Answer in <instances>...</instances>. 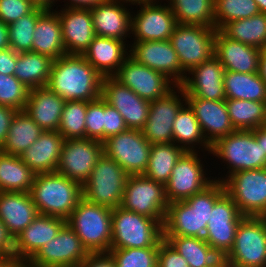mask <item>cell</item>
Returning a JSON list of instances; mask_svg holds the SVG:
<instances>
[{
    "label": "cell",
    "instance_id": "cell-5",
    "mask_svg": "<svg viewBox=\"0 0 266 267\" xmlns=\"http://www.w3.org/2000/svg\"><path fill=\"white\" fill-rule=\"evenodd\" d=\"M163 239V225L159 221L121 206L112 209L110 249L159 246Z\"/></svg>",
    "mask_w": 266,
    "mask_h": 267
},
{
    "label": "cell",
    "instance_id": "cell-24",
    "mask_svg": "<svg viewBox=\"0 0 266 267\" xmlns=\"http://www.w3.org/2000/svg\"><path fill=\"white\" fill-rule=\"evenodd\" d=\"M185 98L210 146L235 131L225 101L206 100L194 96H185Z\"/></svg>",
    "mask_w": 266,
    "mask_h": 267
},
{
    "label": "cell",
    "instance_id": "cell-3",
    "mask_svg": "<svg viewBox=\"0 0 266 267\" xmlns=\"http://www.w3.org/2000/svg\"><path fill=\"white\" fill-rule=\"evenodd\" d=\"M30 194L38 214L67 220L82 198V185L57 172L38 173Z\"/></svg>",
    "mask_w": 266,
    "mask_h": 267
},
{
    "label": "cell",
    "instance_id": "cell-43",
    "mask_svg": "<svg viewBox=\"0 0 266 267\" xmlns=\"http://www.w3.org/2000/svg\"><path fill=\"white\" fill-rule=\"evenodd\" d=\"M87 101H67L63 107L58 133L64 138L85 139Z\"/></svg>",
    "mask_w": 266,
    "mask_h": 267
},
{
    "label": "cell",
    "instance_id": "cell-17",
    "mask_svg": "<svg viewBox=\"0 0 266 267\" xmlns=\"http://www.w3.org/2000/svg\"><path fill=\"white\" fill-rule=\"evenodd\" d=\"M129 52L136 62L164 74L174 83L173 87L180 86L187 77L169 40L134 41Z\"/></svg>",
    "mask_w": 266,
    "mask_h": 267
},
{
    "label": "cell",
    "instance_id": "cell-21",
    "mask_svg": "<svg viewBox=\"0 0 266 267\" xmlns=\"http://www.w3.org/2000/svg\"><path fill=\"white\" fill-rule=\"evenodd\" d=\"M245 216L241 214L233 199L225 192L216 202L207 222L211 247L223 249L227 253L233 247L236 230Z\"/></svg>",
    "mask_w": 266,
    "mask_h": 267
},
{
    "label": "cell",
    "instance_id": "cell-36",
    "mask_svg": "<svg viewBox=\"0 0 266 267\" xmlns=\"http://www.w3.org/2000/svg\"><path fill=\"white\" fill-rule=\"evenodd\" d=\"M223 80L226 99L266 102V82L258 72L225 71Z\"/></svg>",
    "mask_w": 266,
    "mask_h": 267
},
{
    "label": "cell",
    "instance_id": "cell-49",
    "mask_svg": "<svg viewBox=\"0 0 266 267\" xmlns=\"http://www.w3.org/2000/svg\"><path fill=\"white\" fill-rule=\"evenodd\" d=\"M35 8L31 0H0V20L9 25L30 14Z\"/></svg>",
    "mask_w": 266,
    "mask_h": 267
},
{
    "label": "cell",
    "instance_id": "cell-58",
    "mask_svg": "<svg viewBox=\"0 0 266 267\" xmlns=\"http://www.w3.org/2000/svg\"><path fill=\"white\" fill-rule=\"evenodd\" d=\"M70 5L67 7L74 8H91L99 3L104 2L105 0H69Z\"/></svg>",
    "mask_w": 266,
    "mask_h": 267
},
{
    "label": "cell",
    "instance_id": "cell-26",
    "mask_svg": "<svg viewBox=\"0 0 266 267\" xmlns=\"http://www.w3.org/2000/svg\"><path fill=\"white\" fill-rule=\"evenodd\" d=\"M66 224V220L38 214L14 239V256L29 260L39 249L52 240Z\"/></svg>",
    "mask_w": 266,
    "mask_h": 267
},
{
    "label": "cell",
    "instance_id": "cell-35",
    "mask_svg": "<svg viewBox=\"0 0 266 267\" xmlns=\"http://www.w3.org/2000/svg\"><path fill=\"white\" fill-rule=\"evenodd\" d=\"M53 59L28 51L17 54L14 76L28 89L47 85Z\"/></svg>",
    "mask_w": 266,
    "mask_h": 267
},
{
    "label": "cell",
    "instance_id": "cell-51",
    "mask_svg": "<svg viewBox=\"0 0 266 267\" xmlns=\"http://www.w3.org/2000/svg\"><path fill=\"white\" fill-rule=\"evenodd\" d=\"M157 267H190L182 255L165 239L160 242Z\"/></svg>",
    "mask_w": 266,
    "mask_h": 267
},
{
    "label": "cell",
    "instance_id": "cell-44",
    "mask_svg": "<svg viewBox=\"0 0 266 267\" xmlns=\"http://www.w3.org/2000/svg\"><path fill=\"white\" fill-rule=\"evenodd\" d=\"M47 9L36 7L30 14L8 25L10 47L17 53L32 51L33 34L38 18Z\"/></svg>",
    "mask_w": 266,
    "mask_h": 267
},
{
    "label": "cell",
    "instance_id": "cell-13",
    "mask_svg": "<svg viewBox=\"0 0 266 267\" xmlns=\"http://www.w3.org/2000/svg\"><path fill=\"white\" fill-rule=\"evenodd\" d=\"M90 252L66 223L58 234L47 241L29 260L33 267H78Z\"/></svg>",
    "mask_w": 266,
    "mask_h": 267
},
{
    "label": "cell",
    "instance_id": "cell-41",
    "mask_svg": "<svg viewBox=\"0 0 266 267\" xmlns=\"http://www.w3.org/2000/svg\"><path fill=\"white\" fill-rule=\"evenodd\" d=\"M230 121L235 130H255L266 124V102L226 99Z\"/></svg>",
    "mask_w": 266,
    "mask_h": 267
},
{
    "label": "cell",
    "instance_id": "cell-63",
    "mask_svg": "<svg viewBox=\"0 0 266 267\" xmlns=\"http://www.w3.org/2000/svg\"><path fill=\"white\" fill-rule=\"evenodd\" d=\"M120 1H122L124 3L126 1V3L130 2L131 4H133V5L135 4L136 5V3L152 2V1H155V0H120Z\"/></svg>",
    "mask_w": 266,
    "mask_h": 267
},
{
    "label": "cell",
    "instance_id": "cell-45",
    "mask_svg": "<svg viewBox=\"0 0 266 267\" xmlns=\"http://www.w3.org/2000/svg\"><path fill=\"white\" fill-rule=\"evenodd\" d=\"M259 13L254 0H214L216 30H220L228 22L246 19Z\"/></svg>",
    "mask_w": 266,
    "mask_h": 267
},
{
    "label": "cell",
    "instance_id": "cell-19",
    "mask_svg": "<svg viewBox=\"0 0 266 267\" xmlns=\"http://www.w3.org/2000/svg\"><path fill=\"white\" fill-rule=\"evenodd\" d=\"M101 97L119 111L128 129L141 130L148 119L150 102L114 77H103Z\"/></svg>",
    "mask_w": 266,
    "mask_h": 267
},
{
    "label": "cell",
    "instance_id": "cell-31",
    "mask_svg": "<svg viewBox=\"0 0 266 267\" xmlns=\"http://www.w3.org/2000/svg\"><path fill=\"white\" fill-rule=\"evenodd\" d=\"M188 262L190 267H226L228 253L211 247L207 242L191 236H163Z\"/></svg>",
    "mask_w": 266,
    "mask_h": 267
},
{
    "label": "cell",
    "instance_id": "cell-18",
    "mask_svg": "<svg viewBox=\"0 0 266 267\" xmlns=\"http://www.w3.org/2000/svg\"><path fill=\"white\" fill-rule=\"evenodd\" d=\"M176 88L183 97L182 102L174 90L150 102L148 119L141 131L151 145L173 142V122L186 101L184 90L180 86Z\"/></svg>",
    "mask_w": 266,
    "mask_h": 267
},
{
    "label": "cell",
    "instance_id": "cell-46",
    "mask_svg": "<svg viewBox=\"0 0 266 267\" xmlns=\"http://www.w3.org/2000/svg\"><path fill=\"white\" fill-rule=\"evenodd\" d=\"M159 246L110 249L116 267H157Z\"/></svg>",
    "mask_w": 266,
    "mask_h": 267
},
{
    "label": "cell",
    "instance_id": "cell-56",
    "mask_svg": "<svg viewBox=\"0 0 266 267\" xmlns=\"http://www.w3.org/2000/svg\"><path fill=\"white\" fill-rule=\"evenodd\" d=\"M0 267H28V261L16 256L0 257Z\"/></svg>",
    "mask_w": 266,
    "mask_h": 267
},
{
    "label": "cell",
    "instance_id": "cell-9",
    "mask_svg": "<svg viewBox=\"0 0 266 267\" xmlns=\"http://www.w3.org/2000/svg\"><path fill=\"white\" fill-rule=\"evenodd\" d=\"M216 31L215 27L202 25H176L169 41L184 72H189L214 56Z\"/></svg>",
    "mask_w": 266,
    "mask_h": 267
},
{
    "label": "cell",
    "instance_id": "cell-54",
    "mask_svg": "<svg viewBox=\"0 0 266 267\" xmlns=\"http://www.w3.org/2000/svg\"><path fill=\"white\" fill-rule=\"evenodd\" d=\"M17 54L11 47L0 50V73L14 75Z\"/></svg>",
    "mask_w": 266,
    "mask_h": 267
},
{
    "label": "cell",
    "instance_id": "cell-37",
    "mask_svg": "<svg viewBox=\"0 0 266 267\" xmlns=\"http://www.w3.org/2000/svg\"><path fill=\"white\" fill-rule=\"evenodd\" d=\"M35 175L19 156L0 151V192H30Z\"/></svg>",
    "mask_w": 266,
    "mask_h": 267
},
{
    "label": "cell",
    "instance_id": "cell-28",
    "mask_svg": "<svg viewBox=\"0 0 266 267\" xmlns=\"http://www.w3.org/2000/svg\"><path fill=\"white\" fill-rule=\"evenodd\" d=\"M65 99L47 86L29 90L24 111L44 131H57Z\"/></svg>",
    "mask_w": 266,
    "mask_h": 267
},
{
    "label": "cell",
    "instance_id": "cell-32",
    "mask_svg": "<svg viewBox=\"0 0 266 267\" xmlns=\"http://www.w3.org/2000/svg\"><path fill=\"white\" fill-rule=\"evenodd\" d=\"M125 41L95 36L83 57L103 76L113 77L126 60Z\"/></svg>",
    "mask_w": 266,
    "mask_h": 267
},
{
    "label": "cell",
    "instance_id": "cell-16",
    "mask_svg": "<svg viewBox=\"0 0 266 267\" xmlns=\"http://www.w3.org/2000/svg\"><path fill=\"white\" fill-rule=\"evenodd\" d=\"M202 165L196 151L185 152L182 155L165 185L168 203L185 200L201 192L214 181L205 177Z\"/></svg>",
    "mask_w": 266,
    "mask_h": 267
},
{
    "label": "cell",
    "instance_id": "cell-48",
    "mask_svg": "<svg viewBox=\"0 0 266 267\" xmlns=\"http://www.w3.org/2000/svg\"><path fill=\"white\" fill-rule=\"evenodd\" d=\"M86 138L104 141V99L87 102Z\"/></svg>",
    "mask_w": 266,
    "mask_h": 267
},
{
    "label": "cell",
    "instance_id": "cell-30",
    "mask_svg": "<svg viewBox=\"0 0 266 267\" xmlns=\"http://www.w3.org/2000/svg\"><path fill=\"white\" fill-rule=\"evenodd\" d=\"M63 141L58 131H44L19 157L35 174L56 172Z\"/></svg>",
    "mask_w": 266,
    "mask_h": 267
},
{
    "label": "cell",
    "instance_id": "cell-39",
    "mask_svg": "<svg viewBox=\"0 0 266 267\" xmlns=\"http://www.w3.org/2000/svg\"><path fill=\"white\" fill-rule=\"evenodd\" d=\"M220 31L232 40L262 50L266 48V13L228 22Z\"/></svg>",
    "mask_w": 266,
    "mask_h": 267
},
{
    "label": "cell",
    "instance_id": "cell-55",
    "mask_svg": "<svg viewBox=\"0 0 266 267\" xmlns=\"http://www.w3.org/2000/svg\"><path fill=\"white\" fill-rule=\"evenodd\" d=\"M14 256V238L0 220V257Z\"/></svg>",
    "mask_w": 266,
    "mask_h": 267
},
{
    "label": "cell",
    "instance_id": "cell-7",
    "mask_svg": "<svg viewBox=\"0 0 266 267\" xmlns=\"http://www.w3.org/2000/svg\"><path fill=\"white\" fill-rule=\"evenodd\" d=\"M210 153L229 164V175L251 169L266 168V154L258 144L255 130H235L211 146Z\"/></svg>",
    "mask_w": 266,
    "mask_h": 267
},
{
    "label": "cell",
    "instance_id": "cell-62",
    "mask_svg": "<svg viewBox=\"0 0 266 267\" xmlns=\"http://www.w3.org/2000/svg\"><path fill=\"white\" fill-rule=\"evenodd\" d=\"M258 6L260 13H266V0H254Z\"/></svg>",
    "mask_w": 266,
    "mask_h": 267
},
{
    "label": "cell",
    "instance_id": "cell-33",
    "mask_svg": "<svg viewBox=\"0 0 266 267\" xmlns=\"http://www.w3.org/2000/svg\"><path fill=\"white\" fill-rule=\"evenodd\" d=\"M32 52L47 55L53 60L67 55L60 19L51 9H47L38 18L33 34Z\"/></svg>",
    "mask_w": 266,
    "mask_h": 267
},
{
    "label": "cell",
    "instance_id": "cell-42",
    "mask_svg": "<svg viewBox=\"0 0 266 267\" xmlns=\"http://www.w3.org/2000/svg\"><path fill=\"white\" fill-rule=\"evenodd\" d=\"M177 24L215 27L214 0H169Z\"/></svg>",
    "mask_w": 266,
    "mask_h": 267
},
{
    "label": "cell",
    "instance_id": "cell-15",
    "mask_svg": "<svg viewBox=\"0 0 266 267\" xmlns=\"http://www.w3.org/2000/svg\"><path fill=\"white\" fill-rule=\"evenodd\" d=\"M113 77L149 102L165 97L176 88L164 74L136 62L129 55Z\"/></svg>",
    "mask_w": 266,
    "mask_h": 267
},
{
    "label": "cell",
    "instance_id": "cell-11",
    "mask_svg": "<svg viewBox=\"0 0 266 267\" xmlns=\"http://www.w3.org/2000/svg\"><path fill=\"white\" fill-rule=\"evenodd\" d=\"M168 205L163 184L143 174L128 176L120 205L122 208L157 220L163 225Z\"/></svg>",
    "mask_w": 266,
    "mask_h": 267
},
{
    "label": "cell",
    "instance_id": "cell-38",
    "mask_svg": "<svg viewBox=\"0 0 266 267\" xmlns=\"http://www.w3.org/2000/svg\"><path fill=\"white\" fill-rule=\"evenodd\" d=\"M186 151L175 143L152 144L144 176L164 186L168 183L177 161Z\"/></svg>",
    "mask_w": 266,
    "mask_h": 267
},
{
    "label": "cell",
    "instance_id": "cell-20",
    "mask_svg": "<svg viewBox=\"0 0 266 267\" xmlns=\"http://www.w3.org/2000/svg\"><path fill=\"white\" fill-rule=\"evenodd\" d=\"M136 4L141 8L138 14L131 17V33L135 41L169 40L177 25L170 6H161L154 1Z\"/></svg>",
    "mask_w": 266,
    "mask_h": 267
},
{
    "label": "cell",
    "instance_id": "cell-50",
    "mask_svg": "<svg viewBox=\"0 0 266 267\" xmlns=\"http://www.w3.org/2000/svg\"><path fill=\"white\" fill-rule=\"evenodd\" d=\"M126 130L128 127L122 115L104 100V140Z\"/></svg>",
    "mask_w": 266,
    "mask_h": 267
},
{
    "label": "cell",
    "instance_id": "cell-10",
    "mask_svg": "<svg viewBox=\"0 0 266 267\" xmlns=\"http://www.w3.org/2000/svg\"><path fill=\"white\" fill-rule=\"evenodd\" d=\"M228 257L229 264L236 267H266V217L241 220Z\"/></svg>",
    "mask_w": 266,
    "mask_h": 267
},
{
    "label": "cell",
    "instance_id": "cell-2",
    "mask_svg": "<svg viewBox=\"0 0 266 267\" xmlns=\"http://www.w3.org/2000/svg\"><path fill=\"white\" fill-rule=\"evenodd\" d=\"M103 76L82 56L52 61L47 87L65 101H94L101 97Z\"/></svg>",
    "mask_w": 266,
    "mask_h": 267
},
{
    "label": "cell",
    "instance_id": "cell-1",
    "mask_svg": "<svg viewBox=\"0 0 266 267\" xmlns=\"http://www.w3.org/2000/svg\"><path fill=\"white\" fill-rule=\"evenodd\" d=\"M223 182L214 180L201 192L169 203L163 224V236H191L207 242V222L215 202L225 193Z\"/></svg>",
    "mask_w": 266,
    "mask_h": 267
},
{
    "label": "cell",
    "instance_id": "cell-6",
    "mask_svg": "<svg viewBox=\"0 0 266 267\" xmlns=\"http://www.w3.org/2000/svg\"><path fill=\"white\" fill-rule=\"evenodd\" d=\"M129 174L104 153L82 185V197L100 206L115 209L121 205Z\"/></svg>",
    "mask_w": 266,
    "mask_h": 267
},
{
    "label": "cell",
    "instance_id": "cell-57",
    "mask_svg": "<svg viewBox=\"0 0 266 267\" xmlns=\"http://www.w3.org/2000/svg\"><path fill=\"white\" fill-rule=\"evenodd\" d=\"M10 47L9 27L0 20V50Z\"/></svg>",
    "mask_w": 266,
    "mask_h": 267
},
{
    "label": "cell",
    "instance_id": "cell-23",
    "mask_svg": "<svg viewBox=\"0 0 266 267\" xmlns=\"http://www.w3.org/2000/svg\"><path fill=\"white\" fill-rule=\"evenodd\" d=\"M188 73L192 74V78L186 77L180 85L186 96L215 101L226 100L223 80L225 69L215 56L192 68Z\"/></svg>",
    "mask_w": 266,
    "mask_h": 267
},
{
    "label": "cell",
    "instance_id": "cell-29",
    "mask_svg": "<svg viewBox=\"0 0 266 267\" xmlns=\"http://www.w3.org/2000/svg\"><path fill=\"white\" fill-rule=\"evenodd\" d=\"M37 215L30 192H0V220L14 239Z\"/></svg>",
    "mask_w": 266,
    "mask_h": 267
},
{
    "label": "cell",
    "instance_id": "cell-47",
    "mask_svg": "<svg viewBox=\"0 0 266 267\" xmlns=\"http://www.w3.org/2000/svg\"><path fill=\"white\" fill-rule=\"evenodd\" d=\"M29 90L14 75L0 73V105L24 110Z\"/></svg>",
    "mask_w": 266,
    "mask_h": 267
},
{
    "label": "cell",
    "instance_id": "cell-4",
    "mask_svg": "<svg viewBox=\"0 0 266 267\" xmlns=\"http://www.w3.org/2000/svg\"><path fill=\"white\" fill-rule=\"evenodd\" d=\"M66 223L74 230L89 252H109L112 240V209L83 197Z\"/></svg>",
    "mask_w": 266,
    "mask_h": 267
},
{
    "label": "cell",
    "instance_id": "cell-40",
    "mask_svg": "<svg viewBox=\"0 0 266 267\" xmlns=\"http://www.w3.org/2000/svg\"><path fill=\"white\" fill-rule=\"evenodd\" d=\"M184 105L185 107L183 106L179 110L173 122V143H179L177 145L184 148L186 152L196 151V149H193L195 148L193 144L198 145L197 143H199L202 144L201 146H204L205 150L210 152L211 146L205 139L193 110L186 104V101Z\"/></svg>",
    "mask_w": 266,
    "mask_h": 267
},
{
    "label": "cell",
    "instance_id": "cell-27",
    "mask_svg": "<svg viewBox=\"0 0 266 267\" xmlns=\"http://www.w3.org/2000/svg\"><path fill=\"white\" fill-rule=\"evenodd\" d=\"M120 2V0H105L90 8L97 36L123 41L128 34H131L132 15Z\"/></svg>",
    "mask_w": 266,
    "mask_h": 267
},
{
    "label": "cell",
    "instance_id": "cell-14",
    "mask_svg": "<svg viewBox=\"0 0 266 267\" xmlns=\"http://www.w3.org/2000/svg\"><path fill=\"white\" fill-rule=\"evenodd\" d=\"M103 153V142L99 140H64L56 172L83 185Z\"/></svg>",
    "mask_w": 266,
    "mask_h": 267
},
{
    "label": "cell",
    "instance_id": "cell-22",
    "mask_svg": "<svg viewBox=\"0 0 266 267\" xmlns=\"http://www.w3.org/2000/svg\"><path fill=\"white\" fill-rule=\"evenodd\" d=\"M62 26V39L68 55H83L96 36L90 8L67 7L55 11Z\"/></svg>",
    "mask_w": 266,
    "mask_h": 267
},
{
    "label": "cell",
    "instance_id": "cell-53",
    "mask_svg": "<svg viewBox=\"0 0 266 267\" xmlns=\"http://www.w3.org/2000/svg\"><path fill=\"white\" fill-rule=\"evenodd\" d=\"M16 111L17 110L12 107L0 105V149L7 139L8 130Z\"/></svg>",
    "mask_w": 266,
    "mask_h": 267
},
{
    "label": "cell",
    "instance_id": "cell-61",
    "mask_svg": "<svg viewBox=\"0 0 266 267\" xmlns=\"http://www.w3.org/2000/svg\"><path fill=\"white\" fill-rule=\"evenodd\" d=\"M36 7H42L45 9H52V6L54 5V0H31Z\"/></svg>",
    "mask_w": 266,
    "mask_h": 267
},
{
    "label": "cell",
    "instance_id": "cell-12",
    "mask_svg": "<svg viewBox=\"0 0 266 267\" xmlns=\"http://www.w3.org/2000/svg\"><path fill=\"white\" fill-rule=\"evenodd\" d=\"M150 150L151 144L138 129H128L103 141L104 154L115 160L129 175L144 174Z\"/></svg>",
    "mask_w": 266,
    "mask_h": 267
},
{
    "label": "cell",
    "instance_id": "cell-25",
    "mask_svg": "<svg viewBox=\"0 0 266 267\" xmlns=\"http://www.w3.org/2000/svg\"><path fill=\"white\" fill-rule=\"evenodd\" d=\"M261 50L226 37L220 30L215 34L214 56L225 71L240 73L259 72Z\"/></svg>",
    "mask_w": 266,
    "mask_h": 267
},
{
    "label": "cell",
    "instance_id": "cell-64",
    "mask_svg": "<svg viewBox=\"0 0 266 267\" xmlns=\"http://www.w3.org/2000/svg\"><path fill=\"white\" fill-rule=\"evenodd\" d=\"M226 267H236V266H233V265H231V264H228Z\"/></svg>",
    "mask_w": 266,
    "mask_h": 267
},
{
    "label": "cell",
    "instance_id": "cell-60",
    "mask_svg": "<svg viewBox=\"0 0 266 267\" xmlns=\"http://www.w3.org/2000/svg\"><path fill=\"white\" fill-rule=\"evenodd\" d=\"M258 73L260 77L266 82V48H263L260 53Z\"/></svg>",
    "mask_w": 266,
    "mask_h": 267
},
{
    "label": "cell",
    "instance_id": "cell-52",
    "mask_svg": "<svg viewBox=\"0 0 266 267\" xmlns=\"http://www.w3.org/2000/svg\"><path fill=\"white\" fill-rule=\"evenodd\" d=\"M78 267H116V261L110 252H90Z\"/></svg>",
    "mask_w": 266,
    "mask_h": 267
},
{
    "label": "cell",
    "instance_id": "cell-34",
    "mask_svg": "<svg viewBox=\"0 0 266 267\" xmlns=\"http://www.w3.org/2000/svg\"><path fill=\"white\" fill-rule=\"evenodd\" d=\"M43 132L44 130L24 110H17L9 127L7 139L0 151L20 156Z\"/></svg>",
    "mask_w": 266,
    "mask_h": 267
},
{
    "label": "cell",
    "instance_id": "cell-8",
    "mask_svg": "<svg viewBox=\"0 0 266 267\" xmlns=\"http://www.w3.org/2000/svg\"><path fill=\"white\" fill-rule=\"evenodd\" d=\"M223 182L226 193L244 216L266 217V168L235 172Z\"/></svg>",
    "mask_w": 266,
    "mask_h": 267
},
{
    "label": "cell",
    "instance_id": "cell-59",
    "mask_svg": "<svg viewBox=\"0 0 266 267\" xmlns=\"http://www.w3.org/2000/svg\"><path fill=\"white\" fill-rule=\"evenodd\" d=\"M255 137L258 144H262L264 154H266V124L255 129Z\"/></svg>",
    "mask_w": 266,
    "mask_h": 267
}]
</instances>
